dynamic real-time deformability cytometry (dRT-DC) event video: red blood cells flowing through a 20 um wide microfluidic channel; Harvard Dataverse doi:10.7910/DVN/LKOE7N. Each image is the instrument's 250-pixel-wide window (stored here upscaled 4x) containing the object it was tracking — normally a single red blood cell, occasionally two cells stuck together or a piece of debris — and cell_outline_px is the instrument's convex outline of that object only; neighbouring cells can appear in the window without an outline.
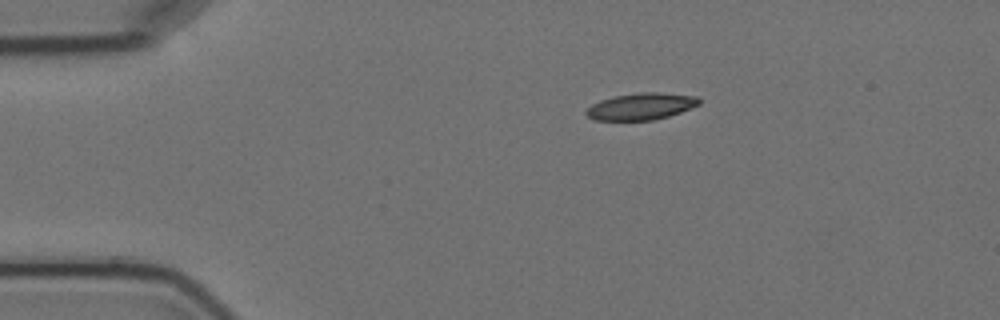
{"species": "Egyptian fruit bat (a non-hibernating species)", "species_latin": "Rousettus aegyptiacus", "temperature_condition": "cold", "stored_images_in_passage": 2, "camera_frame_rate_fps": 3000, "um_per_image_px": 0.085, "animal": {"sex": "female"}, "frame": {"image": 1, "passage_image": 1, "time_ms": 0.0, "image_size_px": [1000, 320], "cell_outline_px": [[700, 104], [680, 112], [668, 116], [652, 120], [596, 120], [588, 116], [584, 112], [592, 104], [600, 100], [616, 96], [640, 92], [656, 92], [696, 96], [700, 100]], "centroid_in_image_um": [54.49, 9.04], "position_along_channel_um": 30.5, "area_um2": 17.4}}